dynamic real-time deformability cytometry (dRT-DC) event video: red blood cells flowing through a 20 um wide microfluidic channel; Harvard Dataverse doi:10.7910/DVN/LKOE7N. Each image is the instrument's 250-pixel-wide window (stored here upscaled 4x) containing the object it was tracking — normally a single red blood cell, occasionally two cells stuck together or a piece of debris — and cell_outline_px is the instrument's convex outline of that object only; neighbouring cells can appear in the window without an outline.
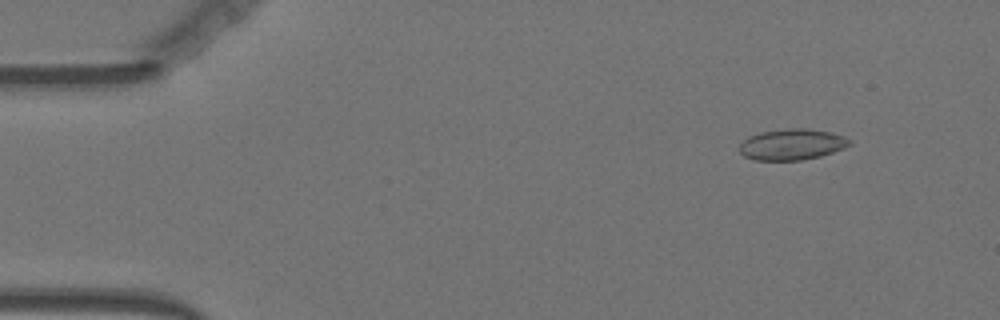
{"species": "Egyptian fruit bat (a non-hibernating species)", "species_latin": "Rousettus aegyptiacus", "temperature_condition": "warm", "stored_images_in_passage": 56, "camera_frame_rate_fps": 3000, "um_per_image_px": 0.085, "animal": {"sex": "female"}, "frame": {"image": 1, "passage_image": 6, "time_ms": 1.667, "image_size_px": [1000, 320], "cell_outline_px": [[852, 144], [844, 148], [820, 156], [800, 160], [752, 160], [744, 156], [740, 152], [740, 144], [748, 136], [760, 132], [792, 128], [808, 128], [832, 132], [844, 136], [852, 140]], "centroid_in_image_um": [67.33, 12.27], "position_along_channel_um": 17.7, "area_um2": 20.0}}
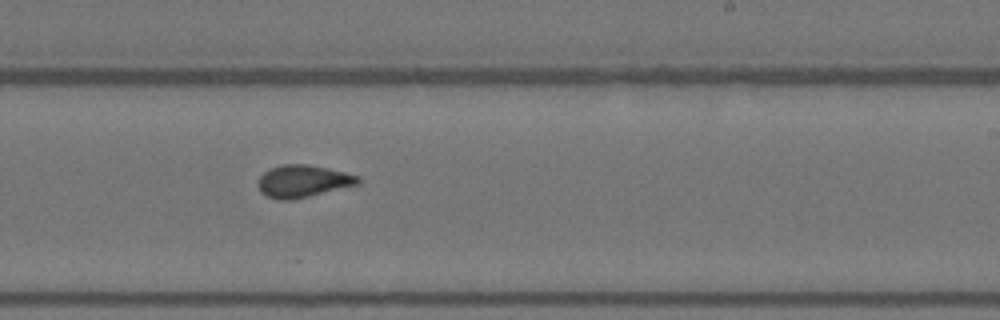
{"frame": {"image": 2, "passage_image": 34, "time_ms": 11.0, "image_size_px": [1000, 320], "cell_outline_px": [[360, 184], [292, 200], [280, 200], [268, 196], [260, 192], [256, 184], [260, 176], [264, 172], [272, 168], [284, 164], [308, 164], [328, 168], [360, 176]], "centroid_in_image_um": [25.75, 15.4], "position_along_channel_um": 263.3, "area_um2": 18.84}}
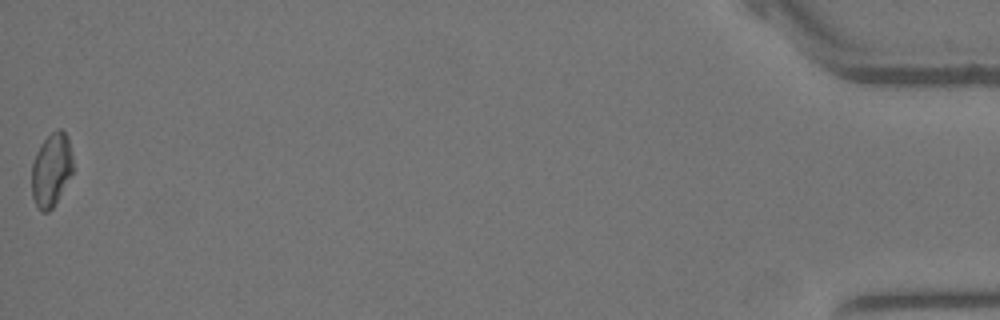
{"frame": {"image": 3, "passage_image": 56, "time_ms": 18.333, "image_size_px": [1000, 320], "cell_outline_px": [[72, 172], [52, 208], [48, 212], [40, 212], [32, 196], [32, 164], [36, 152], [40, 144], [56, 128], [60, 128], [68, 136], [72, 156]], "centroid_in_image_um": [4.35, 14.41], "position_along_channel_um": 430.9, "area_um2": 17.46}, "authors_computed_cell_mechanics": {"area_um2": 18.8139, "velocity_mm_per_s": 3.631, "shape_relaxation_time_tau1_ms": null, "shape_relaxation_time_tau2_ms": 1.4776, "deformation_change_tau1": null, "deformation_change_tau2": 0.0524}}